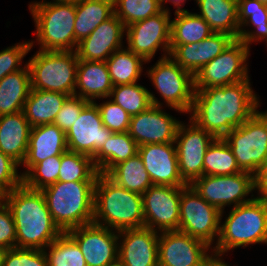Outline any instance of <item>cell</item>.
<instances>
[{
    "mask_svg": "<svg viewBox=\"0 0 267 266\" xmlns=\"http://www.w3.org/2000/svg\"><path fill=\"white\" fill-rule=\"evenodd\" d=\"M162 11L161 0H114V14L125 27Z\"/></svg>",
    "mask_w": 267,
    "mask_h": 266,
    "instance_id": "cell-40",
    "label": "cell"
},
{
    "mask_svg": "<svg viewBox=\"0 0 267 266\" xmlns=\"http://www.w3.org/2000/svg\"><path fill=\"white\" fill-rule=\"evenodd\" d=\"M112 134L103 125L97 105L89 102L66 133L67 149L93 158Z\"/></svg>",
    "mask_w": 267,
    "mask_h": 266,
    "instance_id": "cell-18",
    "label": "cell"
},
{
    "mask_svg": "<svg viewBox=\"0 0 267 266\" xmlns=\"http://www.w3.org/2000/svg\"><path fill=\"white\" fill-rule=\"evenodd\" d=\"M4 202L16 227V247L44 250L63 232L54 223L41 190L23 183L6 192Z\"/></svg>",
    "mask_w": 267,
    "mask_h": 266,
    "instance_id": "cell-2",
    "label": "cell"
},
{
    "mask_svg": "<svg viewBox=\"0 0 267 266\" xmlns=\"http://www.w3.org/2000/svg\"><path fill=\"white\" fill-rule=\"evenodd\" d=\"M67 97L60 92L31 89L23 109L31 127L53 124Z\"/></svg>",
    "mask_w": 267,
    "mask_h": 266,
    "instance_id": "cell-29",
    "label": "cell"
},
{
    "mask_svg": "<svg viewBox=\"0 0 267 266\" xmlns=\"http://www.w3.org/2000/svg\"><path fill=\"white\" fill-rule=\"evenodd\" d=\"M96 181H57L42 194L54 223L62 232L93 222Z\"/></svg>",
    "mask_w": 267,
    "mask_h": 266,
    "instance_id": "cell-4",
    "label": "cell"
},
{
    "mask_svg": "<svg viewBox=\"0 0 267 266\" xmlns=\"http://www.w3.org/2000/svg\"><path fill=\"white\" fill-rule=\"evenodd\" d=\"M145 170L153 185L185 187L179 172L174 142L146 144L138 147Z\"/></svg>",
    "mask_w": 267,
    "mask_h": 266,
    "instance_id": "cell-20",
    "label": "cell"
},
{
    "mask_svg": "<svg viewBox=\"0 0 267 266\" xmlns=\"http://www.w3.org/2000/svg\"><path fill=\"white\" fill-rule=\"evenodd\" d=\"M238 21L240 30L238 40L249 49L251 42L266 41L267 43V5L258 0H237ZM253 26L255 30L242 28Z\"/></svg>",
    "mask_w": 267,
    "mask_h": 266,
    "instance_id": "cell-30",
    "label": "cell"
},
{
    "mask_svg": "<svg viewBox=\"0 0 267 266\" xmlns=\"http://www.w3.org/2000/svg\"><path fill=\"white\" fill-rule=\"evenodd\" d=\"M223 212L206 202L191 185L181 187L179 230L212 246L218 241Z\"/></svg>",
    "mask_w": 267,
    "mask_h": 266,
    "instance_id": "cell-10",
    "label": "cell"
},
{
    "mask_svg": "<svg viewBox=\"0 0 267 266\" xmlns=\"http://www.w3.org/2000/svg\"><path fill=\"white\" fill-rule=\"evenodd\" d=\"M236 158L223 138H216L204 155L203 175H233L240 173Z\"/></svg>",
    "mask_w": 267,
    "mask_h": 266,
    "instance_id": "cell-37",
    "label": "cell"
},
{
    "mask_svg": "<svg viewBox=\"0 0 267 266\" xmlns=\"http://www.w3.org/2000/svg\"><path fill=\"white\" fill-rule=\"evenodd\" d=\"M106 175L118 186L141 195L153 185L138 153L115 165Z\"/></svg>",
    "mask_w": 267,
    "mask_h": 266,
    "instance_id": "cell-34",
    "label": "cell"
},
{
    "mask_svg": "<svg viewBox=\"0 0 267 266\" xmlns=\"http://www.w3.org/2000/svg\"><path fill=\"white\" fill-rule=\"evenodd\" d=\"M138 147L128 132L113 133L93 157L94 165L100 174H107L118 163L135 156Z\"/></svg>",
    "mask_w": 267,
    "mask_h": 266,
    "instance_id": "cell-32",
    "label": "cell"
},
{
    "mask_svg": "<svg viewBox=\"0 0 267 266\" xmlns=\"http://www.w3.org/2000/svg\"><path fill=\"white\" fill-rule=\"evenodd\" d=\"M258 1H260L261 3H263V4H266V5H267V0H258Z\"/></svg>",
    "mask_w": 267,
    "mask_h": 266,
    "instance_id": "cell-55",
    "label": "cell"
},
{
    "mask_svg": "<svg viewBox=\"0 0 267 266\" xmlns=\"http://www.w3.org/2000/svg\"><path fill=\"white\" fill-rule=\"evenodd\" d=\"M89 103L88 100L82 99L79 96H68L60 111L57 113L53 124L60 128L65 134L78 119L82 109Z\"/></svg>",
    "mask_w": 267,
    "mask_h": 266,
    "instance_id": "cell-45",
    "label": "cell"
},
{
    "mask_svg": "<svg viewBox=\"0 0 267 266\" xmlns=\"http://www.w3.org/2000/svg\"><path fill=\"white\" fill-rule=\"evenodd\" d=\"M170 31V12L163 10L126 27L127 48L146 62H151L159 48L165 52L162 58L167 57L170 53Z\"/></svg>",
    "mask_w": 267,
    "mask_h": 266,
    "instance_id": "cell-14",
    "label": "cell"
},
{
    "mask_svg": "<svg viewBox=\"0 0 267 266\" xmlns=\"http://www.w3.org/2000/svg\"><path fill=\"white\" fill-rule=\"evenodd\" d=\"M31 128L23 111L0 116V151L21 166L27 155Z\"/></svg>",
    "mask_w": 267,
    "mask_h": 266,
    "instance_id": "cell-25",
    "label": "cell"
},
{
    "mask_svg": "<svg viewBox=\"0 0 267 266\" xmlns=\"http://www.w3.org/2000/svg\"><path fill=\"white\" fill-rule=\"evenodd\" d=\"M66 134L54 124L40 125L31 128L28 151L25 161V172L22 177L37 163L66 152Z\"/></svg>",
    "mask_w": 267,
    "mask_h": 266,
    "instance_id": "cell-24",
    "label": "cell"
},
{
    "mask_svg": "<svg viewBox=\"0 0 267 266\" xmlns=\"http://www.w3.org/2000/svg\"><path fill=\"white\" fill-rule=\"evenodd\" d=\"M189 123L184 125L185 123L181 121L174 141L177 144L175 146L180 176L187 185H191L203 176L204 155L209 145L216 139L191 119Z\"/></svg>",
    "mask_w": 267,
    "mask_h": 266,
    "instance_id": "cell-13",
    "label": "cell"
},
{
    "mask_svg": "<svg viewBox=\"0 0 267 266\" xmlns=\"http://www.w3.org/2000/svg\"><path fill=\"white\" fill-rule=\"evenodd\" d=\"M112 88L113 84L105 61H78L76 96L95 102V98H108Z\"/></svg>",
    "mask_w": 267,
    "mask_h": 266,
    "instance_id": "cell-26",
    "label": "cell"
},
{
    "mask_svg": "<svg viewBox=\"0 0 267 266\" xmlns=\"http://www.w3.org/2000/svg\"><path fill=\"white\" fill-rule=\"evenodd\" d=\"M5 196L6 192L0 187V202L4 201Z\"/></svg>",
    "mask_w": 267,
    "mask_h": 266,
    "instance_id": "cell-54",
    "label": "cell"
},
{
    "mask_svg": "<svg viewBox=\"0 0 267 266\" xmlns=\"http://www.w3.org/2000/svg\"><path fill=\"white\" fill-rule=\"evenodd\" d=\"M126 27L114 14L98 25L94 31L81 40L75 50L79 60L106 61L115 51L124 46L122 40Z\"/></svg>",
    "mask_w": 267,
    "mask_h": 266,
    "instance_id": "cell-21",
    "label": "cell"
},
{
    "mask_svg": "<svg viewBox=\"0 0 267 266\" xmlns=\"http://www.w3.org/2000/svg\"><path fill=\"white\" fill-rule=\"evenodd\" d=\"M20 165L10 156L0 151V187L5 191H12L22 184V175L18 174Z\"/></svg>",
    "mask_w": 267,
    "mask_h": 266,
    "instance_id": "cell-46",
    "label": "cell"
},
{
    "mask_svg": "<svg viewBox=\"0 0 267 266\" xmlns=\"http://www.w3.org/2000/svg\"><path fill=\"white\" fill-rule=\"evenodd\" d=\"M223 139L239 168L254 175L267 159V114L257 111Z\"/></svg>",
    "mask_w": 267,
    "mask_h": 266,
    "instance_id": "cell-8",
    "label": "cell"
},
{
    "mask_svg": "<svg viewBox=\"0 0 267 266\" xmlns=\"http://www.w3.org/2000/svg\"><path fill=\"white\" fill-rule=\"evenodd\" d=\"M78 61L75 51H37L27 62L31 89L75 95Z\"/></svg>",
    "mask_w": 267,
    "mask_h": 266,
    "instance_id": "cell-7",
    "label": "cell"
},
{
    "mask_svg": "<svg viewBox=\"0 0 267 266\" xmlns=\"http://www.w3.org/2000/svg\"><path fill=\"white\" fill-rule=\"evenodd\" d=\"M107 266H125V265L119 258H117L113 262H110Z\"/></svg>",
    "mask_w": 267,
    "mask_h": 266,
    "instance_id": "cell-51",
    "label": "cell"
},
{
    "mask_svg": "<svg viewBox=\"0 0 267 266\" xmlns=\"http://www.w3.org/2000/svg\"><path fill=\"white\" fill-rule=\"evenodd\" d=\"M118 258L125 266H159V232L150 228L125 229L118 232Z\"/></svg>",
    "mask_w": 267,
    "mask_h": 266,
    "instance_id": "cell-22",
    "label": "cell"
},
{
    "mask_svg": "<svg viewBox=\"0 0 267 266\" xmlns=\"http://www.w3.org/2000/svg\"><path fill=\"white\" fill-rule=\"evenodd\" d=\"M43 251L47 266H87L80 247L67 232H63Z\"/></svg>",
    "mask_w": 267,
    "mask_h": 266,
    "instance_id": "cell-39",
    "label": "cell"
},
{
    "mask_svg": "<svg viewBox=\"0 0 267 266\" xmlns=\"http://www.w3.org/2000/svg\"><path fill=\"white\" fill-rule=\"evenodd\" d=\"M234 40L227 33L214 32L206 39L185 45H170L169 56L194 76L200 69L221 54Z\"/></svg>",
    "mask_w": 267,
    "mask_h": 266,
    "instance_id": "cell-23",
    "label": "cell"
},
{
    "mask_svg": "<svg viewBox=\"0 0 267 266\" xmlns=\"http://www.w3.org/2000/svg\"><path fill=\"white\" fill-rule=\"evenodd\" d=\"M103 125L113 133L128 132L131 116L112 100L97 104Z\"/></svg>",
    "mask_w": 267,
    "mask_h": 266,
    "instance_id": "cell-42",
    "label": "cell"
},
{
    "mask_svg": "<svg viewBox=\"0 0 267 266\" xmlns=\"http://www.w3.org/2000/svg\"><path fill=\"white\" fill-rule=\"evenodd\" d=\"M5 253H6V249L0 246V266H3Z\"/></svg>",
    "mask_w": 267,
    "mask_h": 266,
    "instance_id": "cell-52",
    "label": "cell"
},
{
    "mask_svg": "<svg viewBox=\"0 0 267 266\" xmlns=\"http://www.w3.org/2000/svg\"><path fill=\"white\" fill-rule=\"evenodd\" d=\"M108 98H111L130 116L141 113L151 105L163 106L153 93L137 82L113 86Z\"/></svg>",
    "mask_w": 267,
    "mask_h": 266,
    "instance_id": "cell-36",
    "label": "cell"
},
{
    "mask_svg": "<svg viewBox=\"0 0 267 266\" xmlns=\"http://www.w3.org/2000/svg\"><path fill=\"white\" fill-rule=\"evenodd\" d=\"M144 227L179 230L181 187L152 185L142 195Z\"/></svg>",
    "mask_w": 267,
    "mask_h": 266,
    "instance_id": "cell-15",
    "label": "cell"
},
{
    "mask_svg": "<svg viewBox=\"0 0 267 266\" xmlns=\"http://www.w3.org/2000/svg\"><path fill=\"white\" fill-rule=\"evenodd\" d=\"M30 91L31 76L26 63L21 70L0 80V116L23 111Z\"/></svg>",
    "mask_w": 267,
    "mask_h": 266,
    "instance_id": "cell-28",
    "label": "cell"
},
{
    "mask_svg": "<svg viewBox=\"0 0 267 266\" xmlns=\"http://www.w3.org/2000/svg\"><path fill=\"white\" fill-rule=\"evenodd\" d=\"M215 242L210 253L221 257L237 247L267 244V199L257 196L233 207L224 223H220L219 238Z\"/></svg>",
    "mask_w": 267,
    "mask_h": 266,
    "instance_id": "cell-5",
    "label": "cell"
},
{
    "mask_svg": "<svg viewBox=\"0 0 267 266\" xmlns=\"http://www.w3.org/2000/svg\"><path fill=\"white\" fill-rule=\"evenodd\" d=\"M34 41L16 43L0 51V80L6 75L21 70L22 59L30 52Z\"/></svg>",
    "mask_w": 267,
    "mask_h": 266,
    "instance_id": "cell-43",
    "label": "cell"
},
{
    "mask_svg": "<svg viewBox=\"0 0 267 266\" xmlns=\"http://www.w3.org/2000/svg\"><path fill=\"white\" fill-rule=\"evenodd\" d=\"M212 247L180 230L159 232V266H207ZM208 250V251H207ZM209 254H208V253Z\"/></svg>",
    "mask_w": 267,
    "mask_h": 266,
    "instance_id": "cell-16",
    "label": "cell"
},
{
    "mask_svg": "<svg viewBox=\"0 0 267 266\" xmlns=\"http://www.w3.org/2000/svg\"><path fill=\"white\" fill-rule=\"evenodd\" d=\"M181 122L163 111L162 106L151 105L131 116L128 133L138 146L174 142Z\"/></svg>",
    "mask_w": 267,
    "mask_h": 266,
    "instance_id": "cell-19",
    "label": "cell"
},
{
    "mask_svg": "<svg viewBox=\"0 0 267 266\" xmlns=\"http://www.w3.org/2000/svg\"><path fill=\"white\" fill-rule=\"evenodd\" d=\"M93 222L117 232L144 227L141 194L120 187L99 173L94 187Z\"/></svg>",
    "mask_w": 267,
    "mask_h": 266,
    "instance_id": "cell-3",
    "label": "cell"
},
{
    "mask_svg": "<svg viewBox=\"0 0 267 266\" xmlns=\"http://www.w3.org/2000/svg\"><path fill=\"white\" fill-rule=\"evenodd\" d=\"M3 266H47V258L43 250L16 247L6 250Z\"/></svg>",
    "mask_w": 267,
    "mask_h": 266,
    "instance_id": "cell-44",
    "label": "cell"
},
{
    "mask_svg": "<svg viewBox=\"0 0 267 266\" xmlns=\"http://www.w3.org/2000/svg\"><path fill=\"white\" fill-rule=\"evenodd\" d=\"M250 79L222 87L197 89L190 119L215 138H223L251 118L260 106Z\"/></svg>",
    "mask_w": 267,
    "mask_h": 266,
    "instance_id": "cell-1",
    "label": "cell"
},
{
    "mask_svg": "<svg viewBox=\"0 0 267 266\" xmlns=\"http://www.w3.org/2000/svg\"><path fill=\"white\" fill-rule=\"evenodd\" d=\"M250 49L238 39H234L225 50L205 64L194 76L197 89L222 87L248 80L247 60Z\"/></svg>",
    "mask_w": 267,
    "mask_h": 266,
    "instance_id": "cell-11",
    "label": "cell"
},
{
    "mask_svg": "<svg viewBox=\"0 0 267 266\" xmlns=\"http://www.w3.org/2000/svg\"><path fill=\"white\" fill-rule=\"evenodd\" d=\"M254 189L258 190L259 197L267 199V159L254 174Z\"/></svg>",
    "mask_w": 267,
    "mask_h": 266,
    "instance_id": "cell-48",
    "label": "cell"
},
{
    "mask_svg": "<svg viewBox=\"0 0 267 266\" xmlns=\"http://www.w3.org/2000/svg\"><path fill=\"white\" fill-rule=\"evenodd\" d=\"M54 2H64V3H78L82 0H53Z\"/></svg>",
    "mask_w": 267,
    "mask_h": 266,
    "instance_id": "cell-53",
    "label": "cell"
},
{
    "mask_svg": "<svg viewBox=\"0 0 267 266\" xmlns=\"http://www.w3.org/2000/svg\"><path fill=\"white\" fill-rule=\"evenodd\" d=\"M168 1L171 2V3H173L174 7L175 6L177 7V9L175 10V12L186 11V9H183L181 7V6L184 5V2L186 0H161V5H162L163 10H167V11L170 12V9H168L167 7L166 8L164 7V4L167 3Z\"/></svg>",
    "mask_w": 267,
    "mask_h": 266,
    "instance_id": "cell-49",
    "label": "cell"
},
{
    "mask_svg": "<svg viewBox=\"0 0 267 266\" xmlns=\"http://www.w3.org/2000/svg\"><path fill=\"white\" fill-rule=\"evenodd\" d=\"M191 186L209 204L224 212L225 206L236 207L253 198H245L254 191V175L242 171L233 175H203ZM233 203V204H232Z\"/></svg>",
    "mask_w": 267,
    "mask_h": 266,
    "instance_id": "cell-12",
    "label": "cell"
},
{
    "mask_svg": "<svg viewBox=\"0 0 267 266\" xmlns=\"http://www.w3.org/2000/svg\"><path fill=\"white\" fill-rule=\"evenodd\" d=\"M0 246L6 250L16 248V227L6 203L0 202Z\"/></svg>",
    "mask_w": 267,
    "mask_h": 266,
    "instance_id": "cell-47",
    "label": "cell"
},
{
    "mask_svg": "<svg viewBox=\"0 0 267 266\" xmlns=\"http://www.w3.org/2000/svg\"><path fill=\"white\" fill-rule=\"evenodd\" d=\"M207 266H230L228 263L222 261L221 256L213 255L207 263Z\"/></svg>",
    "mask_w": 267,
    "mask_h": 266,
    "instance_id": "cell-50",
    "label": "cell"
},
{
    "mask_svg": "<svg viewBox=\"0 0 267 266\" xmlns=\"http://www.w3.org/2000/svg\"><path fill=\"white\" fill-rule=\"evenodd\" d=\"M147 75L168 107L179 113L190 114L195 94L192 73L167 56L160 58L147 70Z\"/></svg>",
    "mask_w": 267,
    "mask_h": 266,
    "instance_id": "cell-9",
    "label": "cell"
},
{
    "mask_svg": "<svg viewBox=\"0 0 267 266\" xmlns=\"http://www.w3.org/2000/svg\"><path fill=\"white\" fill-rule=\"evenodd\" d=\"M75 40L79 43L114 15V0H82L75 3Z\"/></svg>",
    "mask_w": 267,
    "mask_h": 266,
    "instance_id": "cell-31",
    "label": "cell"
},
{
    "mask_svg": "<svg viewBox=\"0 0 267 266\" xmlns=\"http://www.w3.org/2000/svg\"><path fill=\"white\" fill-rule=\"evenodd\" d=\"M81 249L87 266H107L118 258V232L94 222L67 231Z\"/></svg>",
    "mask_w": 267,
    "mask_h": 266,
    "instance_id": "cell-17",
    "label": "cell"
},
{
    "mask_svg": "<svg viewBox=\"0 0 267 266\" xmlns=\"http://www.w3.org/2000/svg\"><path fill=\"white\" fill-rule=\"evenodd\" d=\"M29 10L34 18L37 42L41 51H75V3L32 2Z\"/></svg>",
    "mask_w": 267,
    "mask_h": 266,
    "instance_id": "cell-6",
    "label": "cell"
},
{
    "mask_svg": "<svg viewBox=\"0 0 267 266\" xmlns=\"http://www.w3.org/2000/svg\"><path fill=\"white\" fill-rule=\"evenodd\" d=\"M61 168V155L49 157L35 164L23 177L22 183L34 190L56 183Z\"/></svg>",
    "mask_w": 267,
    "mask_h": 266,
    "instance_id": "cell-41",
    "label": "cell"
},
{
    "mask_svg": "<svg viewBox=\"0 0 267 266\" xmlns=\"http://www.w3.org/2000/svg\"><path fill=\"white\" fill-rule=\"evenodd\" d=\"M98 174L92 157L69 150L61 155L58 181H96Z\"/></svg>",
    "mask_w": 267,
    "mask_h": 266,
    "instance_id": "cell-38",
    "label": "cell"
},
{
    "mask_svg": "<svg viewBox=\"0 0 267 266\" xmlns=\"http://www.w3.org/2000/svg\"><path fill=\"white\" fill-rule=\"evenodd\" d=\"M201 16L214 32L227 33L238 39L237 0H196Z\"/></svg>",
    "mask_w": 267,
    "mask_h": 266,
    "instance_id": "cell-27",
    "label": "cell"
},
{
    "mask_svg": "<svg viewBox=\"0 0 267 266\" xmlns=\"http://www.w3.org/2000/svg\"><path fill=\"white\" fill-rule=\"evenodd\" d=\"M174 14L176 18L171 20L170 45L197 43L214 33L208 23L196 13L186 10Z\"/></svg>",
    "mask_w": 267,
    "mask_h": 266,
    "instance_id": "cell-33",
    "label": "cell"
},
{
    "mask_svg": "<svg viewBox=\"0 0 267 266\" xmlns=\"http://www.w3.org/2000/svg\"><path fill=\"white\" fill-rule=\"evenodd\" d=\"M105 62L113 86L138 82L143 72L142 65L147 63L127 47L115 51Z\"/></svg>",
    "mask_w": 267,
    "mask_h": 266,
    "instance_id": "cell-35",
    "label": "cell"
}]
</instances>
